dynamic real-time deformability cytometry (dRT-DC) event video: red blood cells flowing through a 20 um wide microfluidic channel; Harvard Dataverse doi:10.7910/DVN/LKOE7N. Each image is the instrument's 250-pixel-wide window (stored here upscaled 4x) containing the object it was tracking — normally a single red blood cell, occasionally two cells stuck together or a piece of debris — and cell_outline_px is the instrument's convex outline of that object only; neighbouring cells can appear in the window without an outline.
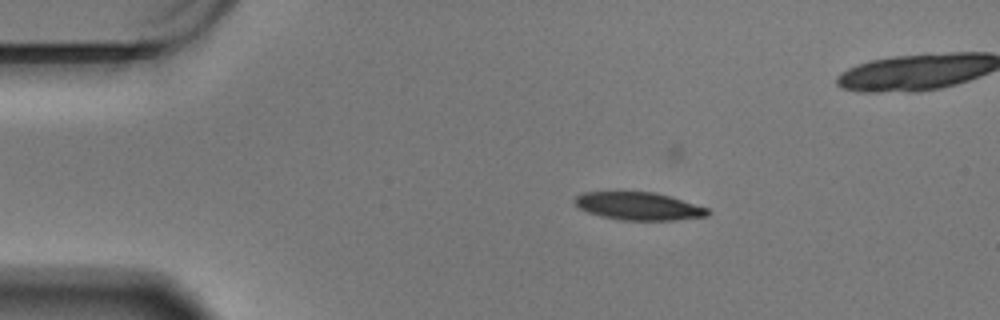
{"species": "Egyptian fruit bat (a non-hibernating species)", "species_latin": "Rousettus aegyptiacus", "temperature_condition": "warm", "stored_images_in_passage": 14, "camera_frame_rate_fps": 3000, "um_per_image_px": 0.085, "animal": {"sex": "male"}, "frame": {"image": 1, "passage_image": 1, "time_ms": 0.0, "image_size_px": [1000, 320], "cell_outline_px": [[712, 212], [708, 216], [672, 220], [620, 220], [600, 216], [588, 212], [580, 208], [572, 200], [576, 196], [584, 192], [652, 192], [668, 196], [708, 208]], "centroid_in_image_um": [54.27, 17.53], "position_along_channel_um": 30.7, "area_um2": 21.39}}
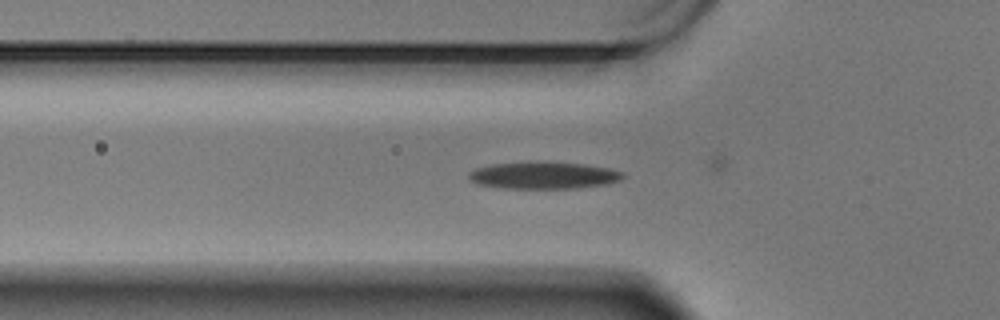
{"frame": {"image": 2, "passage_image": 10, "time_ms": 3.0, "image_size_px": [1000, 320], "cell_outline_px": [[628, 176], [620, 180], [608, 184], [580, 188], [504, 188], [476, 184], [468, 176], [468, 172], [476, 168], [492, 164], [584, 164], [608, 168], [624, 172]], "centroid_in_image_um": [46.27, 14.95], "position_along_channel_um": 79.5, "area_um2": 23.47}}
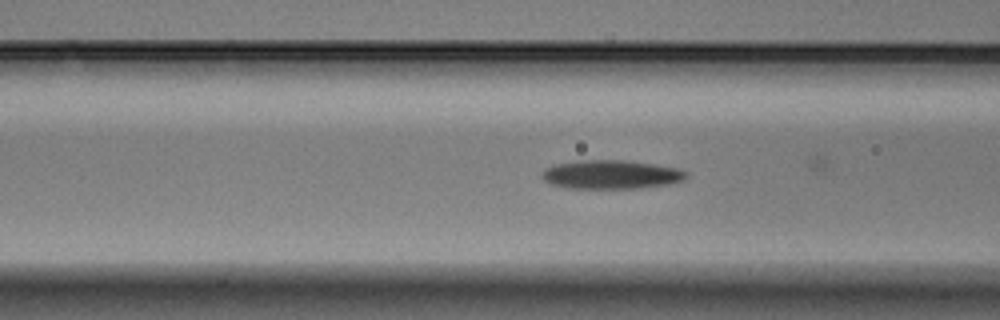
{"frame": {"image": 3, "passage_image": 13, "time_ms": 4.0, "image_size_px": [1000, 320], "cell_outline_px": [[688, 176], [684, 180], [668, 184], [640, 188], [568, 188], [552, 184], [544, 180], [540, 176], [544, 168], [552, 164], [576, 160], [624, 160], [652, 164], [676, 168], [688, 172]], "centroid_in_image_um": [51.9, 14.83], "position_along_channel_um": 114.7, "area_um2": 24.33}}